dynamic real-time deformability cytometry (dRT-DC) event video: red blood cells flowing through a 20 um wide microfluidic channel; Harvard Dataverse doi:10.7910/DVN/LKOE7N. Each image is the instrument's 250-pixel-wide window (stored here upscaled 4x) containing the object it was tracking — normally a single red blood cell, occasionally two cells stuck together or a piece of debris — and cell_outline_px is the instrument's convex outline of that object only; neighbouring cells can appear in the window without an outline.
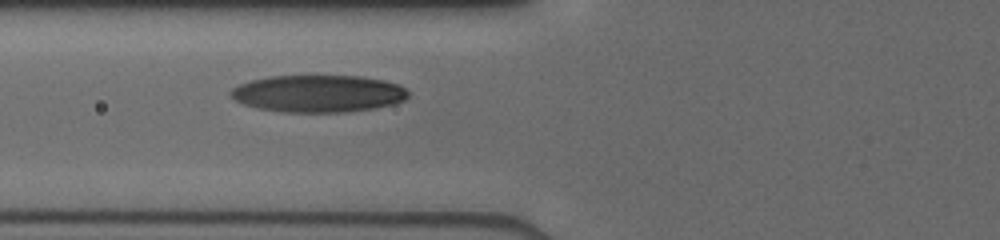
{"species": "human", "species_latin": "Homo sapiens", "temperature_condition": "cold", "stored_images_in_passage": 5, "camera_frame_rate_fps": 3000, "um_per_image_px": 0.085, "donor": {"sex": "male"}, "frame": {"image": 1, "passage_image": 3, "time_ms": 2.0, "image_size_px": [1000, 240], "cell_outline_px": [[408, 96], [404, 100], [392, 104], [372, 108], [340, 112], [284, 112], [256, 108], [244, 104], [236, 100], [228, 92], [232, 88], [240, 84], [252, 80], [268, 76], [360, 76], [384, 80], [400, 84], [408, 92]], "centroid_in_image_um": [27.04, 7.95], "position_along_channel_um": 98.8, "area_um2": 38.32}}
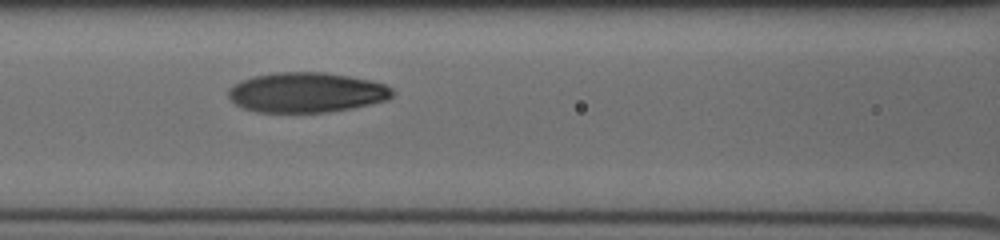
{"frame": {"image": 2, "passage_image": 4, "time_ms": 3.0, "image_size_px": [1000, 240], "cell_outline_px": [[392, 96], [388, 100], [352, 108], [328, 112], [260, 112], [244, 108], [236, 104], [228, 96], [228, 88], [240, 80], [252, 76], [276, 72], [324, 72], [372, 80], [384, 84], [392, 88]], "centroid_in_image_um": [26.04, 7.85], "position_along_channel_um": 140.6, "area_um2": 38.32}}